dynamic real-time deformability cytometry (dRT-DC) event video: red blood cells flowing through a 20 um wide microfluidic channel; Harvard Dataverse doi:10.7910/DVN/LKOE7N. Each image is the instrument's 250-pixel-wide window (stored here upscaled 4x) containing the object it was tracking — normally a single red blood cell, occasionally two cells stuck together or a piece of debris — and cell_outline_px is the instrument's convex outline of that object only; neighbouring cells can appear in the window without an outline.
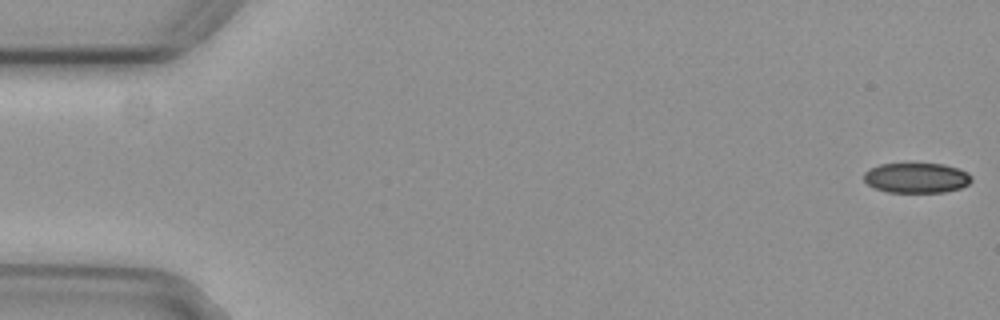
{"species": "common noctule bat (a hibernating species)", "species_latin": "Nyctalus noctula", "temperature_condition": "cold", "stored_images_in_passage": 5, "camera_frame_rate_fps": 3000, "um_per_image_px": 0.085, "animal": {"sex": "female", "body_mass_g": 29.2, "forearm_length_mm": 56.3}, "frame": {"image": 1, "passage_image": 1, "time_ms": 0.0, "image_size_px": [1000, 320], "cell_outline_px": [[972, 180], [968, 184], [960, 188], [944, 192], [888, 192], [876, 188], [868, 184], [864, 180], [864, 172], [880, 164], [904, 160], [908, 160], [944, 164], [960, 168], [968, 172], [972, 176]], "centroid_in_image_um": [77.91, 15.05], "position_along_channel_um": 7.1, "area_um2": 19.83}}
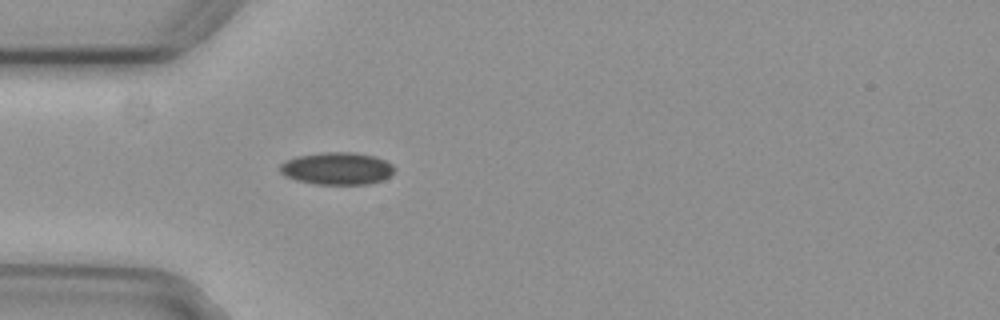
{"frame": {"image": 2, "passage_image": 5, "time_ms": 1.333, "image_size_px": [1000, 320], "cell_outline_px": [[396, 168], [388, 176], [380, 180], [368, 184], [316, 184], [296, 180], [284, 176], [280, 172], [280, 164], [284, 160], [296, 156], [324, 152], [352, 152], [372, 156], [384, 160], [392, 164]], "centroid_in_image_um": [28.59, 14.31], "position_along_channel_um": 56.4, "area_um2": 21.5}}